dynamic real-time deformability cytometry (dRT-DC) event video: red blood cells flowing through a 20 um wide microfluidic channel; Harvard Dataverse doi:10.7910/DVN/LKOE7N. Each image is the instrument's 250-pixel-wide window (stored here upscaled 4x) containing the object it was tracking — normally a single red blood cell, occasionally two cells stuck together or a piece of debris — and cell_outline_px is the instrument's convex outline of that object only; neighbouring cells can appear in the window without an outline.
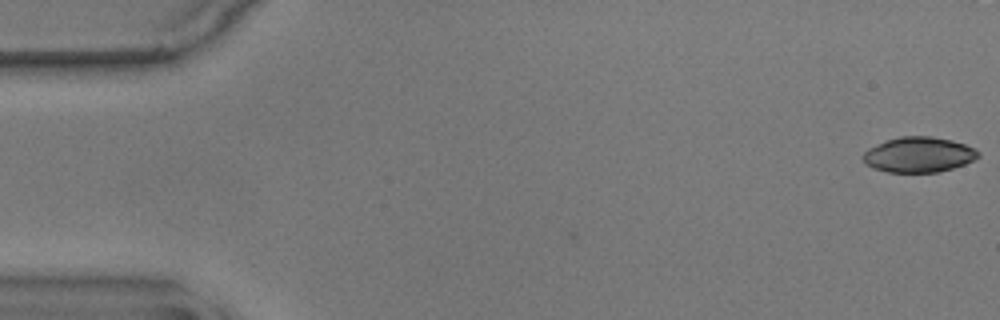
{"species": "common noctule bat (a hibernating species)", "species_latin": "Nyctalus noctula", "temperature_condition": "warm", "stored_images_in_passage": 56, "camera_frame_rate_fps": 3000, "um_per_image_px": 0.085, "animal": {"sex": "male", "body_mass_g": 17.9}, "frame": {"image": 1, "passage_image": 1, "time_ms": 0.0, "image_size_px": [1000, 320], "cell_outline_px": [[980, 156], [964, 164], [940, 172], [888, 172], [864, 164], [860, 156], [868, 148], [888, 140], [900, 136], [932, 136], [952, 140], [964, 144], [980, 152]], "centroid_in_image_um": [78.06, 13.14], "position_along_channel_um": 6.9, "area_um2": 23.64}}
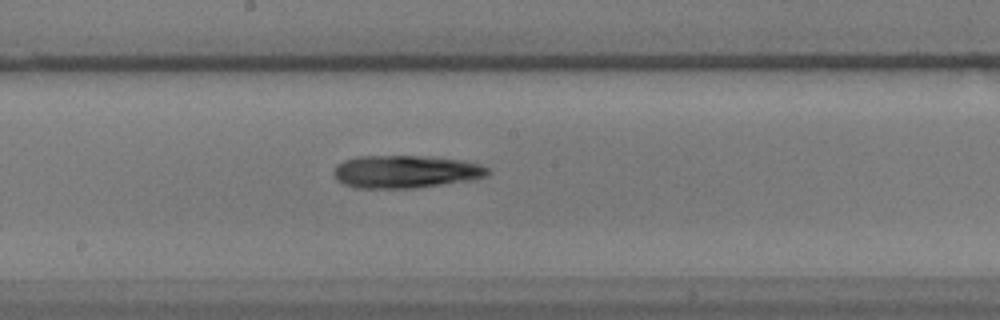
{"frame": {"image": 2, "passage_image": 30, "time_ms": 9.667, "image_size_px": [1000, 320], "cell_outline_px": [[492, 172], [488, 176], [476, 180], [416, 188], [356, 188], [344, 184], [336, 180], [332, 172], [336, 164], [344, 160], [356, 156], [432, 156], [464, 160], [480, 164], [488, 168]], "centroid_in_image_um": [34.52, 14.59], "position_along_channel_um": 213.7, "area_um2": 30.11}}
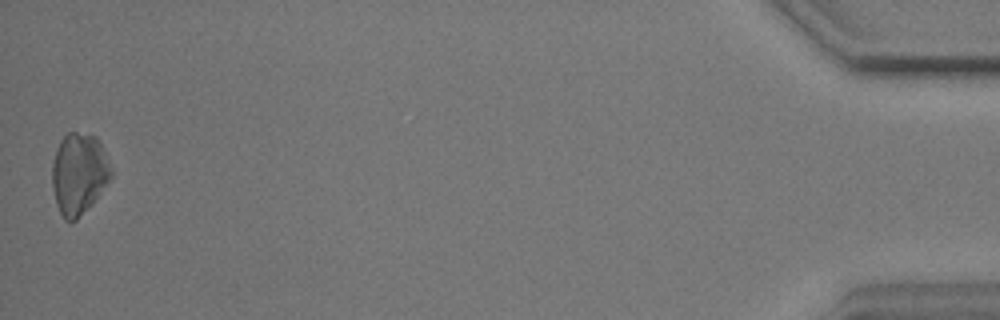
{"frame": {"image": 3, "passage_image": 56, "time_ms": 18.333, "image_size_px": [1000, 320], "cell_outline_px": [[112, 176], [92, 204], [76, 220], [64, 220], [56, 204], [52, 188], [52, 164], [56, 148], [60, 140], [68, 132], [76, 132], [96, 136], [112, 168]], "centroid_in_image_um": [6.69, 14.76], "position_along_channel_um": 428.5, "area_um2": 27.86}, "authors_computed_cell_mechanics": {"area_um2": 27.7729, "velocity_mm_per_s": 3.5638, "shape_relaxation_time_tau1_ms": 3.5769, "shape_relaxation_time_tau2_ms": 5.4207, "deformation_change_tau1": 0.0819, "deformation_change_tau2": 0.1374}}